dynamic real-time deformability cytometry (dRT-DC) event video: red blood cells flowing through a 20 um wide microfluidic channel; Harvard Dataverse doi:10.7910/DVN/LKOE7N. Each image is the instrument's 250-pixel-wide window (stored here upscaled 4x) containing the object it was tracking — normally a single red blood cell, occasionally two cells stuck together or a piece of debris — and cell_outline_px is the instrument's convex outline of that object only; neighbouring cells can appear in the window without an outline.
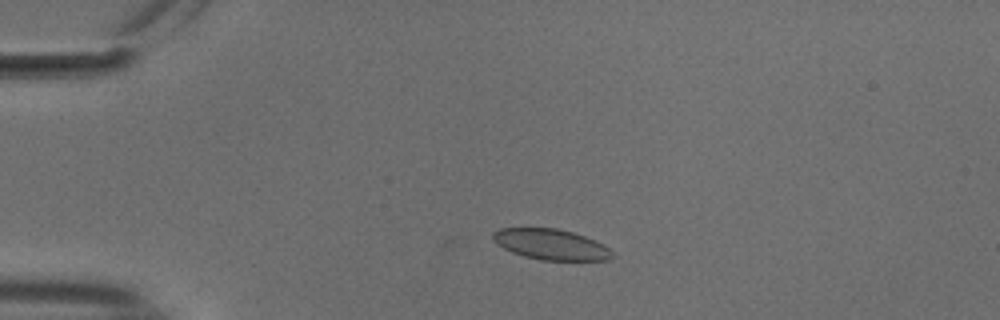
{"species": "common noctule bat (a hibernating species)", "species_latin": "Nyctalus noctula", "temperature_condition": "cold", "stored_images_in_passage": 43, "camera_frame_rate_fps": 3000, "um_per_image_px": 0.085, "animal": {"sex": "male", "body_mass_g": 18.8}, "frame": {"image": 1, "passage_image": 1, "time_ms": 0.0, "image_size_px": [1000, 320], "cell_outline_px": [[612, 260], [540, 260], [524, 256], [512, 252], [496, 244], [492, 240], [492, 232], [500, 228], [556, 228], [572, 232], [584, 236], [604, 244], [612, 252]], "centroid_in_image_um": [46.8, 20.77], "position_along_channel_um": 38.2, "area_um2": 21.33}}
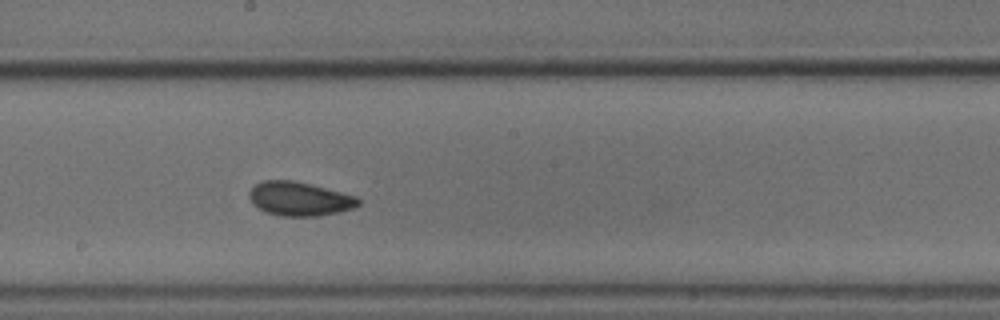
{"frame": {"image": 2, "passage_image": 19, "time_ms": 6.0, "image_size_px": [1000, 320], "cell_outline_px": [[360, 204], [356, 208], [320, 216], [280, 216], [256, 208], [252, 204], [248, 196], [248, 192], [256, 184], [264, 180], [292, 180], [356, 196], [360, 200]], "centroid_in_image_um": [25.44, 16.91], "position_along_channel_um": 222.8, "area_um2": 21.56}}
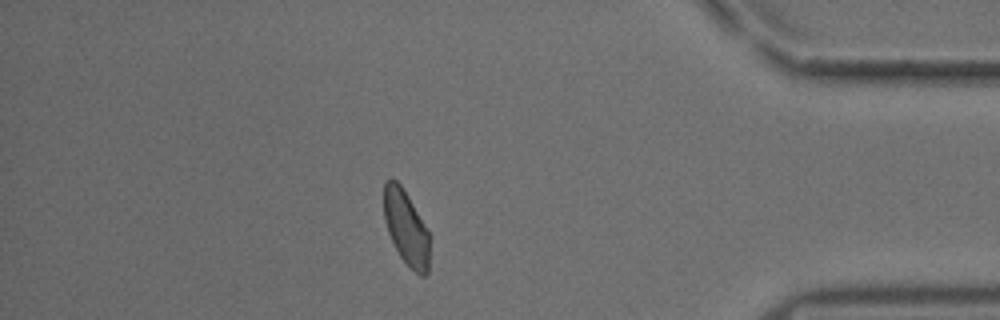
{"frame": {"image": 3, "passage_image": 36, "time_ms": 11.667, "image_size_px": [1000, 320], "cell_outline_px": [[428, 272], [424, 276], [420, 276], [400, 256], [388, 232], [384, 220], [384, 184], [388, 180], [396, 180], [400, 184], [408, 196], [428, 232]], "centroid_in_image_um": [34.5, 19.35], "position_along_channel_um": 400.7, "area_um2": 19.19}, "authors_computed_cell_mechanics": {"area_um2": 20.9236, "velocity_mm_per_s": 3.7199, "shape_relaxation_time_tau1_ms": 6.3424, "shape_relaxation_time_tau2_ms": 1.4727, "deformation_change_tau1": 0.0981, "deformation_change_tau2": 0.0521}}